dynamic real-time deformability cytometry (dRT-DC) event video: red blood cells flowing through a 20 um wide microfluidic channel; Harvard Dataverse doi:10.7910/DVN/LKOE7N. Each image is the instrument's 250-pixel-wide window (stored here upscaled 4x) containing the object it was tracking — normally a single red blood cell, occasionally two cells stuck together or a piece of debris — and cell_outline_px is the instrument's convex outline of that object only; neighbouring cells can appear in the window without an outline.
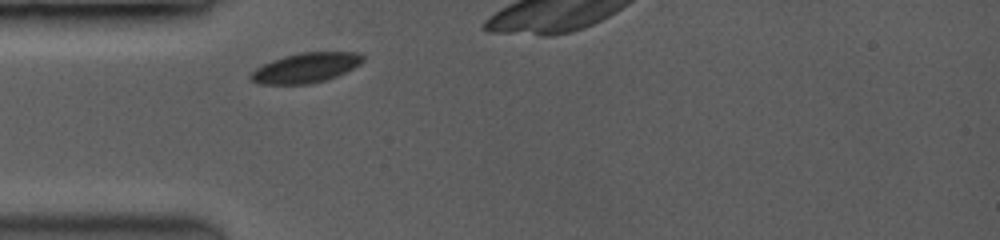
{"species": "common noctule bat (a hibernating species)", "species_latin": "Nyctalus noctula", "temperature_condition": "room temperature", "stored_images_in_passage": 11, "camera_frame_rate_fps": 3500, "um_per_image_px": 0.085, "animal": {"sex": "female", "body_mass_g": 19.0, "forearm_length_mm": 53.3}, "frame": {"image": 1, "passage_image": 1, "time_ms": 0.0, "image_size_px": [1000, 240], "cell_outline_px": [[364, 60], [360, 64], [336, 76], [324, 80], [304, 84], [260, 84], [252, 80], [248, 76], [256, 68], [272, 60], [284, 56], [300, 52], [360, 52], [364, 56]], "centroid_in_image_um": [25.99, 5.75], "position_along_channel_um": 59.0, "area_um2": 19.31}}
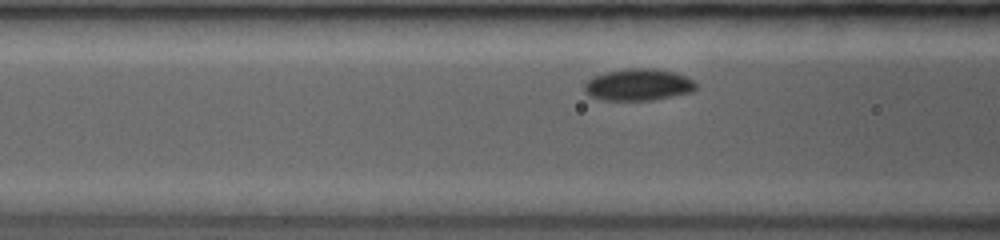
{"frame": {"image": 2, "passage_image": 7, "time_ms": 1.429, "image_size_px": [1000, 240], "cell_outline_px": [[696, 88], [692, 92], [652, 100], [604, 100], [592, 96], [584, 88], [584, 84], [592, 76], [608, 72], [628, 68], [656, 68], [672, 72], [684, 76], [692, 80], [696, 84]], "centroid_in_image_um": [54.27, 7.2], "position_along_channel_um": 112.3, "area_um2": 20.4}}